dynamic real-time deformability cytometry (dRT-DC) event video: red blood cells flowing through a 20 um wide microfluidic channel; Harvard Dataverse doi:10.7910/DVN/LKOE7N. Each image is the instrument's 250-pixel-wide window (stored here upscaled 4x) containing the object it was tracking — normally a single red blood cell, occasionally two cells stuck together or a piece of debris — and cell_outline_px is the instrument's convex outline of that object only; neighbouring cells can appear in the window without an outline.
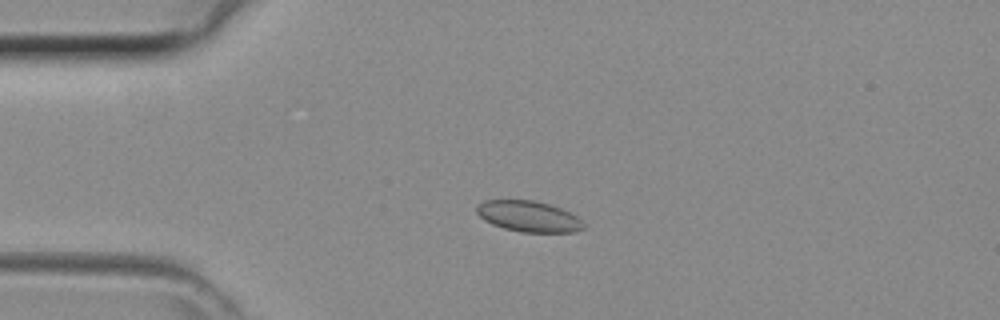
{"species": "common noctule bat (a hibernating species)", "species_latin": "Nyctalus noctula", "temperature_condition": "room temperature", "stored_images_in_passage": 42, "camera_frame_rate_fps": 3000, "um_per_image_px": 0.085, "animal": {"sex": "female", "body_mass_g": 29.2, "forearm_length_mm": 56.3}, "frame": {"image": 1, "passage_image": 9, "time_ms": 2.667, "image_size_px": [1000, 320], "cell_outline_px": [[584, 228], [576, 232], [520, 232], [504, 228], [492, 224], [484, 220], [476, 212], [476, 204], [484, 200], [532, 200], [548, 204], [560, 208], [576, 216], [584, 224]], "centroid_in_image_um": [44.89, 18.39], "position_along_channel_um": 40.1, "area_um2": 19.19}}
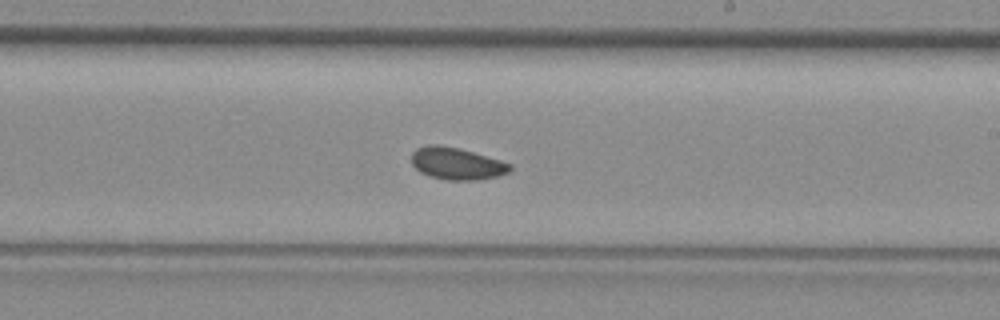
{"frame": {"image": 2, "passage_image": 24, "time_ms": 7.667, "image_size_px": [1000, 320], "cell_outline_px": [[512, 168], [508, 172], [496, 176], [476, 180], [444, 180], [428, 176], [420, 172], [412, 164], [412, 152], [416, 148], [428, 144], [440, 144], [460, 148], [500, 160], [512, 164]], "centroid_in_image_um": [38.79, 13.89], "position_along_channel_um": 250.2, "area_um2": 18.55}}
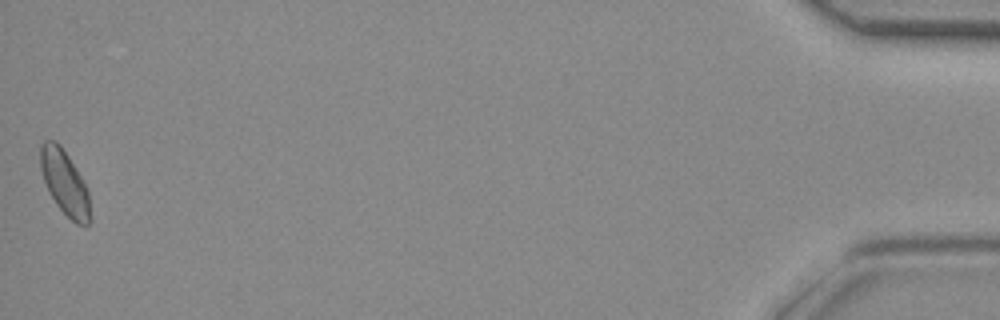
{"frame": {"image": 3, "passage_image": 42, "time_ms": 13.667, "image_size_px": [1000, 320], "cell_outline_px": [[92, 220], [88, 224], [76, 224], [56, 204], [48, 192], [40, 168], [40, 144], [44, 140], [56, 140], [60, 144], [68, 156], [88, 188]], "centroid_in_image_um": [5.5, 15.52], "position_along_channel_um": 429.7, "area_um2": 18.84}}